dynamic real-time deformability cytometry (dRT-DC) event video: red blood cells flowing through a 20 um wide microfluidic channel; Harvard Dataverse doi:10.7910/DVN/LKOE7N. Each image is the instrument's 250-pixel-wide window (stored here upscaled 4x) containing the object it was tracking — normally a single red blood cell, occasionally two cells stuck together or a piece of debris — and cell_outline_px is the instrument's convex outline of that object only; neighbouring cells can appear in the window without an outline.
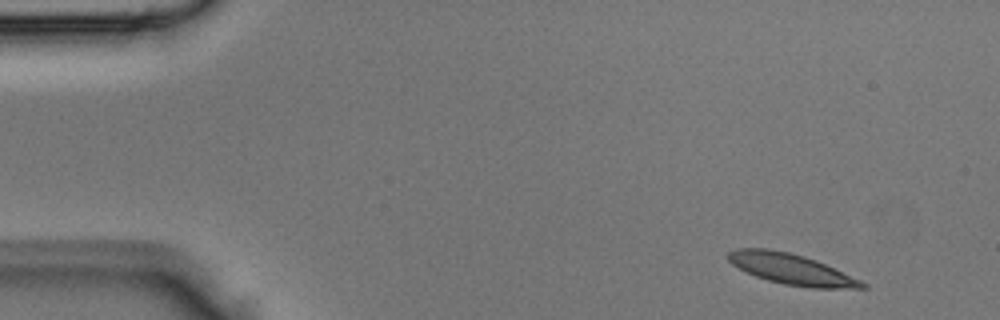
{"species": "Egyptian fruit bat (a non-hibernating species)", "species_latin": "Rousettus aegyptiacus", "temperature_condition": "room temperature", "stored_images_in_passage": 3, "camera_frame_rate_fps": 3000, "um_per_image_px": 0.085, "animal": {"sex": "male"}, "frame": {"image": 1, "passage_image": 1, "time_ms": 0.0, "image_size_px": [1000, 320], "cell_outline_px": [[868, 288], [812, 288], [784, 284], [768, 280], [756, 276], [732, 264], [728, 260], [728, 252], [736, 248], [768, 248], [788, 252], [804, 256], [816, 260], [860, 280], [868, 284]], "centroid_in_image_um": [67.27, 22.87], "position_along_channel_um": 17.7, "area_um2": 23.7}}